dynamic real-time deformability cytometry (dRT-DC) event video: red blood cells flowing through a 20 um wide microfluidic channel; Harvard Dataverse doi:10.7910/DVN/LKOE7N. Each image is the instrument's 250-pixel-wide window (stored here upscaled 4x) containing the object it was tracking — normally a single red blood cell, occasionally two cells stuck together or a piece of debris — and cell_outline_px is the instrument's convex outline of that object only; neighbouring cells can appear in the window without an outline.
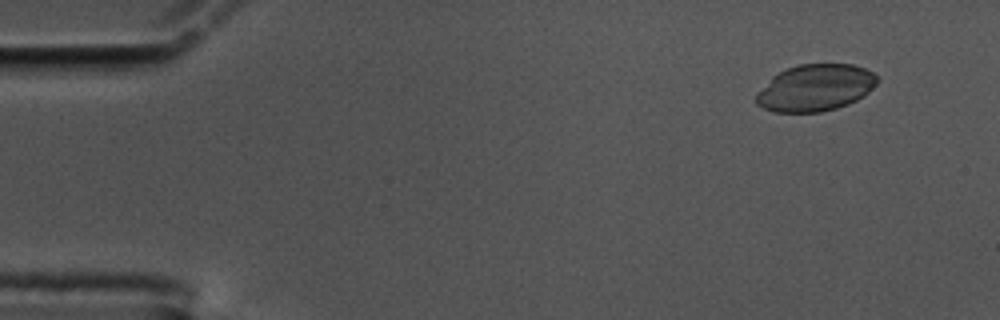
{"species": "common noctule bat (a hibernating species)", "species_latin": "Nyctalus noctula", "temperature_condition": "cold", "stored_images_in_passage": 15, "camera_frame_rate_fps": 3000, "um_per_image_px": 0.085, "animal": {"sex": "male", "body_mass_g": 17.5, "forearm_length_mm": 52.3}, "frame": {"image": 1, "passage_image": 5, "time_ms": 1.333, "image_size_px": [1000, 320], "cell_outline_px": [[880, 80], [864, 96], [848, 104], [836, 108], [820, 112], [772, 112], [756, 104], [756, 96], [772, 76], [788, 68], [800, 64], [852, 64], [864, 68], [872, 72]], "centroid_in_image_um": [69.32, 7.46], "position_along_channel_um": 15.7, "area_um2": 32.77}}